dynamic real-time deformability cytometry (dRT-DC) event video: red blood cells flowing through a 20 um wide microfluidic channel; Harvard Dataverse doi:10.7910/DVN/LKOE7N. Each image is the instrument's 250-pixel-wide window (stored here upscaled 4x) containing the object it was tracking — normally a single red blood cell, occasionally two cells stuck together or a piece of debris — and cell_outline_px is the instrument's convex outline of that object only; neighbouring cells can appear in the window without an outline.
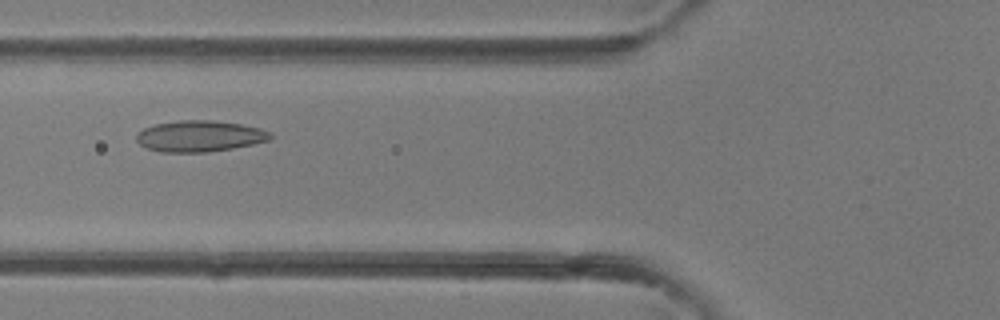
{"species": "common noctule bat (a hibernating species)", "species_latin": "Nyctalus noctula", "temperature_condition": "room temperature", "stored_images_in_passage": 39, "camera_frame_rate_fps": 3000, "um_per_image_px": 0.085, "animal": {"sex": "female"}, "frame": {"image": 1, "passage_image": 14, "time_ms": 4.333, "image_size_px": [1000, 320], "cell_outline_px": [[272, 140], [232, 148], [208, 152], [160, 152], [148, 148], [140, 144], [136, 140], [136, 132], [144, 128], [156, 124], [180, 120], [212, 120], [240, 124], [260, 128], [272, 132]], "centroid_in_image_um": [16.98, 11.57], "position_along_channel_um": 108.8, "area_um2": 24.39}}
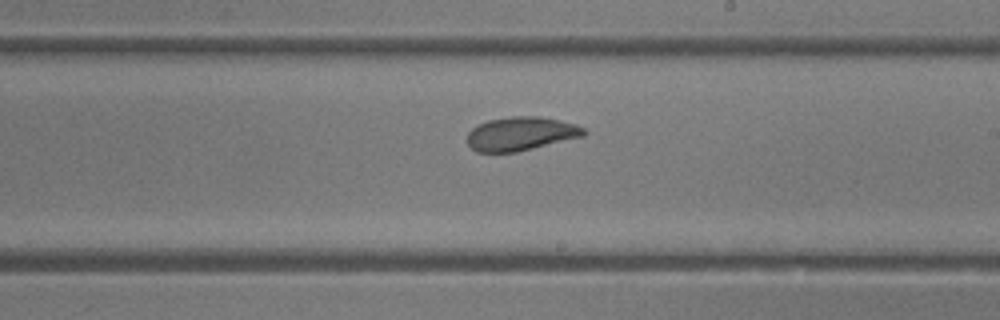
{"frame": {"image": 2, "passage_image": 22, "time_ms": 7.0, "image_size_px": [1000, 320], "cell_outline_px": [[588, 132], [584, 136], [516, 152], [476, 152], [468, 144], [468, 132], [472, 128], [488, 120], [512, 116], [536, 116], [560, 120], [576, 124], [584, 128]], "centroid_in_image_um": [44.29, 11.36], "position_along_channel_um": 244.7, "area_um2": 22.83}}
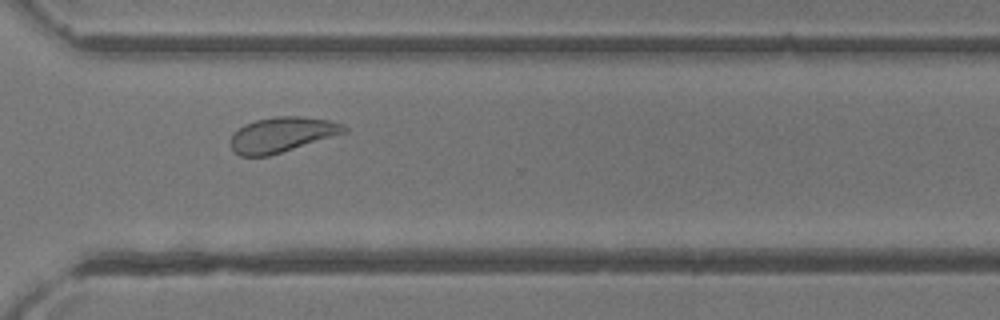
{"frame": {"image": 3, "passage_image": 28, "time_ms": 9.0, "image_size_px": [1000, 320], "cell_outline_px": [[348, 132], [268, 156], [240, 156], [232, 148], [232, 136], [244, 124], [256, 120], [276, 116], [300, 116], [332, 120], [344, 124], [348, 128]], "centroid_in_image_um": [24.03, 11.43], "position_along_channel_um": 346.6, "area_um2": 23.06}}